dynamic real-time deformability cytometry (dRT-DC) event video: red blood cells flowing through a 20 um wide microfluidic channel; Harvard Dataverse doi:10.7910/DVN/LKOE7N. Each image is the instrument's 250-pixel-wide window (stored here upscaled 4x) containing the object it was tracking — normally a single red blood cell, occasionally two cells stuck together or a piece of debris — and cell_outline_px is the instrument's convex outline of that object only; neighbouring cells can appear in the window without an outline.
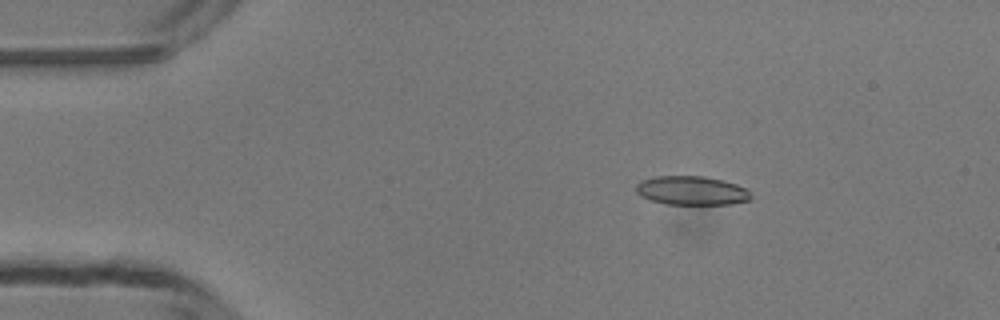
{"species": "common noctule bat (a hibernating species)", "species_latin": "Nyctalus noctula", "temperature_condition": "room temperature", "stored_images_in_passage": 42, "camera_frame_rate_fps": 3000, "um_per_image_px": 0.085, "animal": {"sex": "male", "body_mass_g": 13.3}, "frame": {"image": 1, "passage_image": 1, "time_ms": 0.0, "image_size_px": [1000, 320], "cell_outline_px": [[752, 200], [732, 204], [664, 204], [640, 196], [636, 192], [636, 184], [640, 180], [656, 176], [704, 176], [724, 180], [748, 188], [752, 196]], "centroid_in_image_um": [58.82, 16.2], "position_along_channel_um": 26.2, "area_um2": 19.65}}
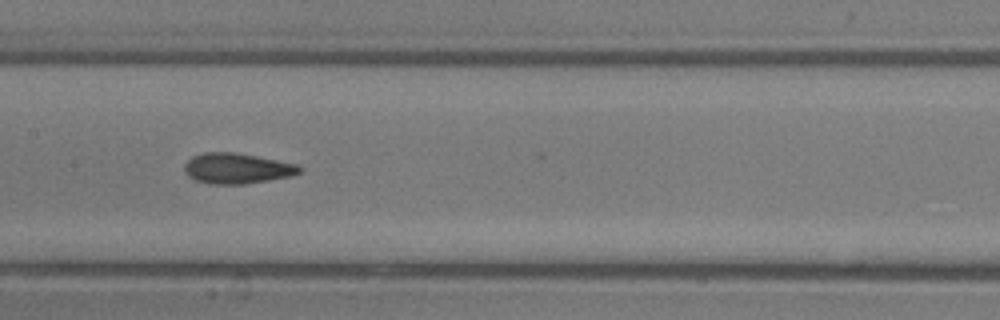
{"frame": {"image": 2, "passage_image": 17, "time_ms": 5.333, "image_size_px": [1000, 320], "cell_outline_px": [[304, 168], [300, 172], [292, 176], [244, 184], [208, 184], [196, 180], [188, 176], [184, 172], [184, 164], [192, 156], [204, 152], [236, 152], [296, 164]], "centroid_in_image_um": [20.12, 14.31], "position_along_channel_um": 187.3, "area_um2": 20.52}}
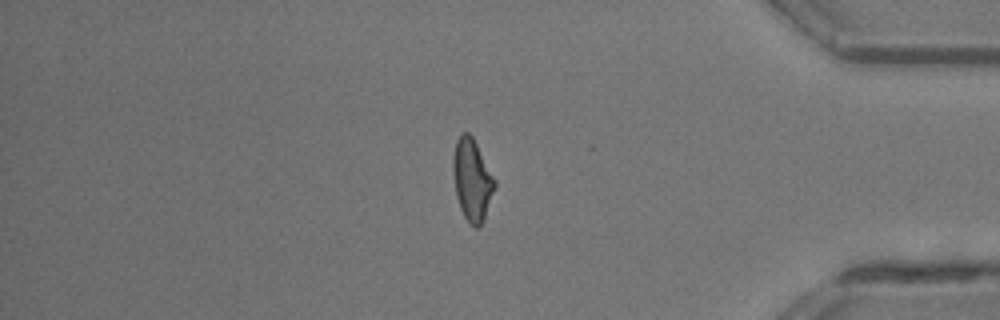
{"frame": {"image": 3, "passage_image": 34, "time_ms": 11.0, "image_size_px": [1000, 320], "cell_outline_px": [[496, 188], [484, 216], [480, 224], [476, 228], [468, 224], [460, 208], [456, 196], [452, 172], [452, 160], [456, 140], [460, 132], [468, 132], [472, 136], [496, 180]], "centroid_in_image_um": [40.11, 15.26], "position_along_channel_um": 395.1, "area_um2": 19.94}, "authors_computed_cell_mechanics": {"area_um2": 19.8832, "velocity_mm_per_s": 4.2381, "shape_relaxation_time_tau1_ms": 9.0907, "shape_relaxation_time_tau2_ms": 2.0469, "deformation_change_tau1": 0.202, "deformation_change_tau2": 0.0975}}